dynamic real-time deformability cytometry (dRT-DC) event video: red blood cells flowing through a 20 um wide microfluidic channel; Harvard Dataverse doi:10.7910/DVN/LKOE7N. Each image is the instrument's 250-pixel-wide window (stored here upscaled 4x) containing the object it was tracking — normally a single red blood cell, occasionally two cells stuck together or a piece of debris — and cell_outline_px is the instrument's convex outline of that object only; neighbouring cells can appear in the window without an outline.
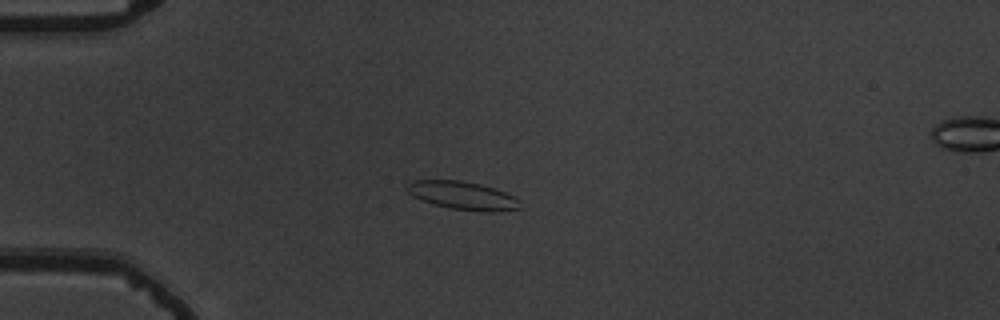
{"species": "common noctule bat (a hibernating species)", "species_latin": "Nyctalus noctula", "temperature_condition": "warm", "stored_images_in_passage": 42, "camera_frame_rate_fps": 3000, "um_per_image_px": 0.085, "animal": {"sex": "male", "body_mass_g": 19.5, "forearm_length_mm": 54.6}, "frame": {"image": 1, "passage_image": 1, "time_ms": 0.0, "image_size_px": [1000, 320], "cell_outline_px": [[520, 208], [496, 212], [484, 212], [452, 208], [432, 204], [412, 196], [404, 188], [404, 184], [412, 180], [460, 180], [480, 184], [504, 192], [520, 200]], "centroid_in_image_um": [39.27, 16.61], "position_along_channel_um": 45.7, "area_um2": 18.61}}
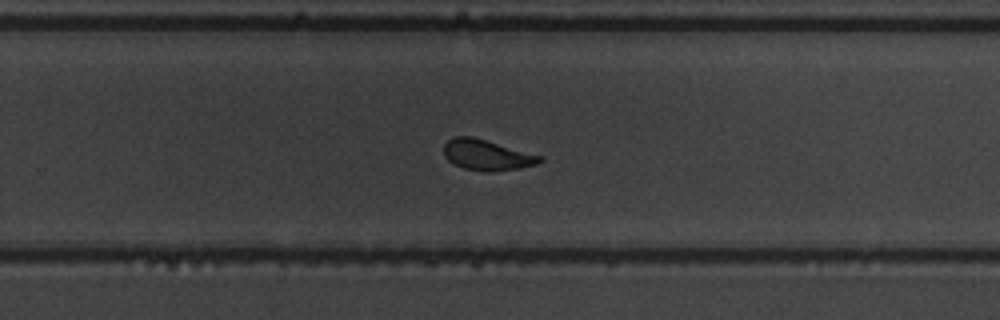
{"frame": {"image": 2, "passage_image": 23, "time_ms": 7.333, "image_size_px": [1000, 320], "cell_outline_px": [[544, 160], [536, 164], [520, 168], [492, 172], [484, 172], [464, 168], [452, 164], [444, 156], [444, 144], [452, 136], [472, 136], [544, 156]], "centroid_in_image_um": [41.38, 13.17], "position_along_channel_um": 288.4, "area_um2": 17.4}}
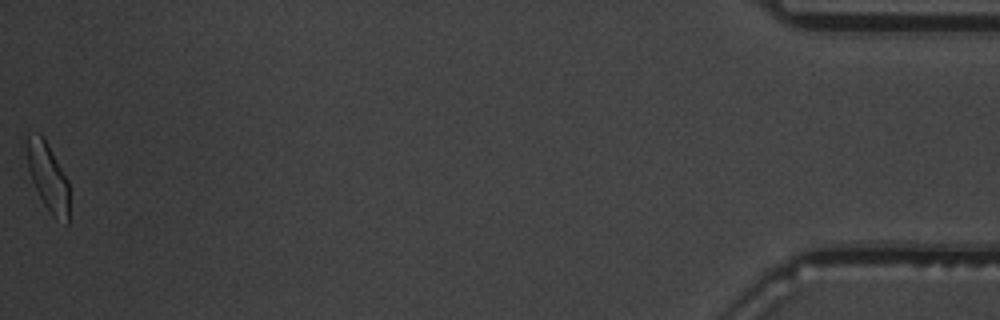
{"frame": {"image": 3, "passage_image": 42, "time_ms": 13.667, "image_size_px": [1000, 320], "cell_outline_px": [[68, 224], [56, 220], [48, 212], [32, 180], [28, 168], [20, 140], [28, 132], [40, 132], [44, 136], [68, 180]], "centroid_in_image_um": [3.98, 14.89], "position_along_channel_um": 431.2, "area_um2": 17.74}, "authors_computed_cell_mechanics": {"area_um2": 17.7446, "velocity_mm_per_s": 3.6638, "shape_relaxation_time_tau1_ms": 3.6373, "shape_relaxation_time_tau2_ms": 1.5265, "deformation_change_tau1": 0.1451, "deformation_change_tau2": 0.0727}}